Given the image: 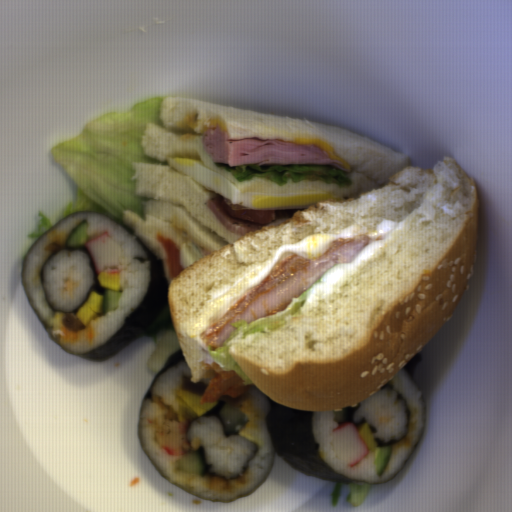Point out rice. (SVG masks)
<instances>
[{"label":"rice","instance_id":"5","mask_svg":"<svg viewBox=\"0 0 512 512\" xmlns=\"http://www.w3.org/2000/svg\"><path fill=\"white\" fill-rule=\"evenodd\" d=\"M188 439L204 447L211 471L226 477L241 472L254 450L252 442L243 436L224 437L221 421L215 416L200 418L192 424Z\"/></svg>","mask_w":512,"mask_h":512},{"label":"rice","instance_id":"7","mask_svg":"<svg viewBox=\"0 0 512 512\" xmlns=\"http://www.w3.org/2000/svg\"><path fill=\"white\" fill-rule=\"evenodd\" d=\"M364 423H367V425H368V427H369V429H370V431H371L372 435H373V434H375V433H377V429H376V427H375V426H373L372 424L368 423V422L366 421L365 417H362L360 420H353V419H352V424H355V425H356V427H357L358 431H359L360 427H361Z\"/></svg>","mask_w":512,"mask_h":512},{"label":"rice","instance_id":"1","mask_svg":"<svg viewBox=\"0 0 512 512\" xmlns=\"http://www.w3.org/2000/svg\"><path fill=\"white\" fill-rule=\"evenodd\" d=\"M193 373L187 363L174 365L160 376L147 392L140 410L139 438L145 455L160 474L171 483L194 496L215 501H232L247 496L257 489L271 471L274 453L266 414L270 409L269 398L254 383L240 397L235 398L240 411L247 418L237 436L251 442L252 454L240 472L224 476L212 471L213 464L204 475L176 471L175 462L184 455H175L160 447L155 435L168 419L177 420L190 429L198 417L190 407L180 405L178 394L182 389L203 397L205 382L192 383Z\"/></svg>","mask_w":512,"mask_h":512},{"label":"rice","instance_id":"2","mask_svg":"<svg viewBox=\"0 0 512 512\" xmlns=\"http://www.w3.org/2000/svg\"><path fill=\"white\" fill-rule=\"evenodd\" d=\"M88 220L87 239L110 233L120 244L121 267L118 272L122 295L116 311L99 313L82 331L67 329L54 318L47 304L39 272L51 253L66 247L65 241L80 220ZM134 257H146L140 244L118 223L92 211L73 212L55 224L28 252L23 264L21 283L29 302L53 339L67 352L81 353L108 341L137 308L146 293L151 277L150 262L140 263Z\"/></svg>","mask_w":512,"mask_h":512},{"label":"rice","instance_id":"3","mask_svg":"<svg viewBox=\"0 0 512 512\" xmlns=\"http://www.w3.org/2000/svg\"><path fill=\"white\" fill-rule=\"evenodd\" d=\"M380 390L395 392V400L402 403L406 417L405 431L401 438L385 440L373 436L377 447L391 449L382 475L377 472L374 449L368 450L367 455L353 466L337 458L331 435V431L340 426L335 420V411H314L312 416V434L319 443L317 452L324 462L343 476L372 484L385 482L395 476L413 452L426 417L422 395L414 381L402 369Z\"/></svg>","mask_w":512,"mask_h":512},{"label":"rice","instance_id":"6","mask_svg":"<svg viewBox=\"0 0 512 512\" xmlns=\"http://www.w3.org/2000/svg\"><path fill=\"white\" fill-rule=\"evenodd\" d=\"M396 392L380 389L373 396L362 401L352 415V420L362 418L375 427L373 437L392 441L403 437L406 431V410L401 401L396 400Z\"/></svg>","mask_w":512,"mask_h":512},{"label":"rice","instance_id":"4","mask_svg":"<svg viewBox=\"0 0 512 512\" xmlns=\"http://www.w3.org/2000/svg\"><path fill=\"white\" fill-rule=\"evenodd\" d=\"M45 295L58 311H73L87 297L93 283L86 253L60 251L53 255L42 271Z\"/></svg>","mask_w":512,"mask_h":512}]
</instances>
